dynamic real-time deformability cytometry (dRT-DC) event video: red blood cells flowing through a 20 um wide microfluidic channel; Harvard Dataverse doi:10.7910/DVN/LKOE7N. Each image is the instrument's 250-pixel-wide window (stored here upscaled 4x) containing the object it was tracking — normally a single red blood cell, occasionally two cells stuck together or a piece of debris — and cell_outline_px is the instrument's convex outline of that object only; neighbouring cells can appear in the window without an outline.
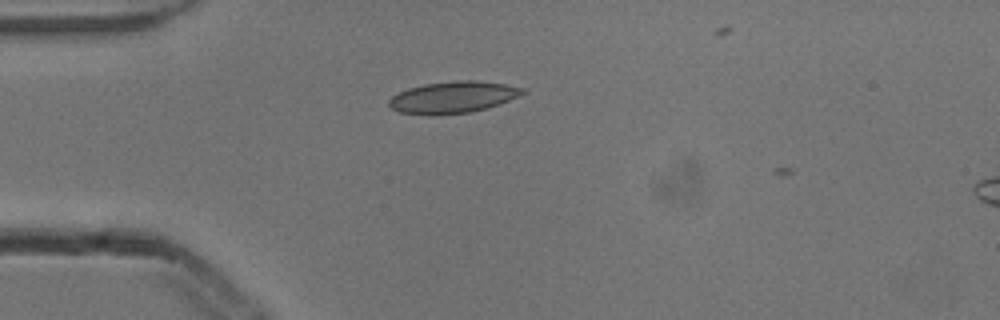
{"species": "common noctule bat (a hibernating species)", "species_latin": "Nyctalus noctula", "temperature_condition": "cold", "stored_images_in_passage": 2, "camera_frame_rate_fps": 3000, "um_per_image_px": 0.085, "animal": {"sex": "male", "body_mass_g": 13.3}, "frame": {"image": 1, "passage_image": 1, "time_ms": 0.0, "image_size_px": [1000, 320], "cell_outline_px": [[528, 92], [508, 100], [472, 112], [432, 116], [400, 112], [392, 108], [388, 104], [388, 100], [392, 96], [408, 88], [424, 84], [456, 80], [476, 80], [504, 84], [524, 88]], "centroid_in_image_um": [38.48, 8.27], "position_along_channel_um": 46.5, "area_um2": 24.62}}